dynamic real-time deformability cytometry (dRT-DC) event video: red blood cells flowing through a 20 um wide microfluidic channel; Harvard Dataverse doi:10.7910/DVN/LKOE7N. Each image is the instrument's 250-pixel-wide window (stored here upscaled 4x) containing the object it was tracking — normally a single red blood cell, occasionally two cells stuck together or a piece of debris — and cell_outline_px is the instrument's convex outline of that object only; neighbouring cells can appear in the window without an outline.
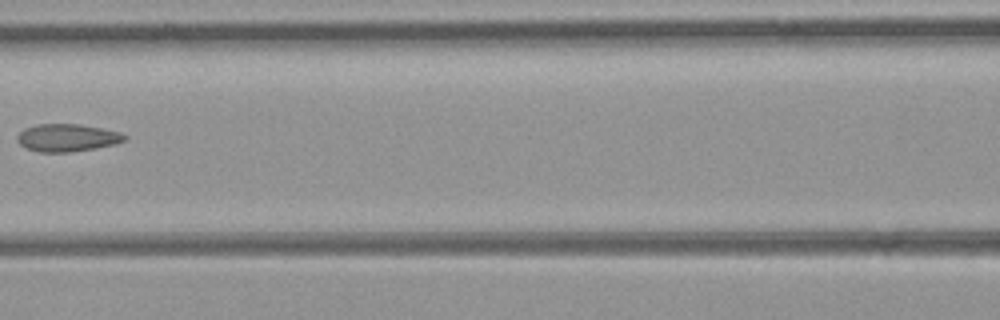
{"species": "common noctule bat (a hibernating species)", "species_latin": "Nyctalus noctula", "temperature_condition": "room temperature", "stored_images_in_passage": 5, "camera_frame_rate_fps": 3000, "um_per_image_px": 0.085, "animal": {"sex": "female", "body_mass_g": 21.9}, "frame": {"image": 1, "passage_image": 5, "time_ms": 1.333, "image_size_px": [1000, 320], "cell_outline_px": [[128, 136], [124, 140], [116, 144], [96, 148], [68, 152], [40, 152], [24, 148], [16, 140], [16, 136], [24, 128], [36, 124], [80, 124], [104, 128], [120, 132]], "centroid_in_image_um": [5.7, 11.7], "position_along_channel_um": 160.9, "area_um2": 17.46}}